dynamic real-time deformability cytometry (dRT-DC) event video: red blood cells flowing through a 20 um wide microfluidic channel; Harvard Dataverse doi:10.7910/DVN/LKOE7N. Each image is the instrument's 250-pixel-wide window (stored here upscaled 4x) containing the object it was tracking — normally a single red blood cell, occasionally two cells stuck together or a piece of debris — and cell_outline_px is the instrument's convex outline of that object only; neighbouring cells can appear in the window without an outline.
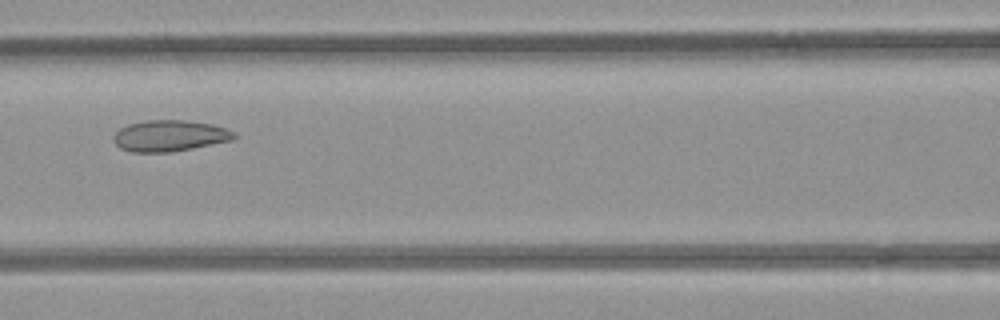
{"species": "common noctule bat (a hibernating species)", "species_latin": "Nyctalus noctula", "temperature_condition": "room temperature", "stored_images_in_passage": 3, "camera_frame_rate_fps": 3000, "um_per_image_px": 0.085, "animal": {"sex": "female", "body_mass_g": 21.9}, "frame": {"image": 1, "passage_image": 3, "time_ms": 2.333, "image_size_px": [1000, 320], "cell_outline_px": [[240, 136], [232, 140], [172, 152], [132, 152], [120, 148], [112, 140], [112, 136], [120, 128], [128, 124], [148, 120], [184, 120], [212, 124], [236, 132]], "centroid_in_image_um": [14.43, 11.54], "position_along_channel_um": 152.2, "area_um2": 22.02}}